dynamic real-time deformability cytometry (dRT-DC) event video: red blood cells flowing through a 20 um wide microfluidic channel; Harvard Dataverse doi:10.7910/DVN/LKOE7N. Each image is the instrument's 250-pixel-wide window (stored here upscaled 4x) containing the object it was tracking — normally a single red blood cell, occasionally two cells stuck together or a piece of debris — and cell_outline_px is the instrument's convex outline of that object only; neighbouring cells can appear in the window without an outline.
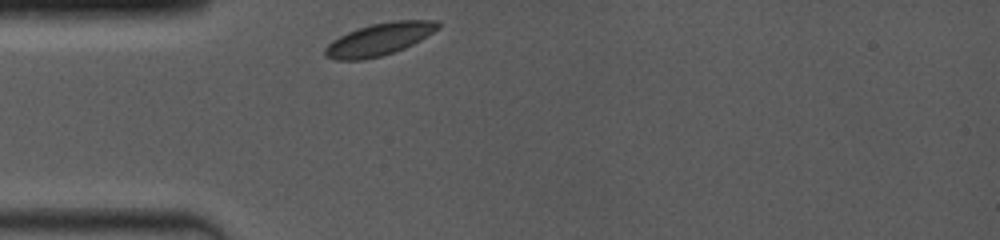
{"species": "common noctule bat (a hibernating species)", "species_latin": "Nyctalus noctula", "temperature_condition": "room temperature", "stored_images_in_passage": 36, "camera_frame_rate_fps": 4000, "um_per_image_px": 0.085, "animal": {"sex": "female", "body_mass_g": 19.0, "forearm_length_mm": 53.3}, "frame": {"image": 1, "passage_image": 1, "time_ms": 0.0, "image_size_px": [1000, 240], "cell_outline_px": [[440, 28], [420, 40], [404, 48], [380, 56], [364, 60], [336, 60], [324, 56], [324, 48], [332, 40], [348, 32], [372, 24], [392, 20], [436, 20], [440, 24]], "centroid_in_image_um": [32.23, 3.34], "position_along_channel_um": 52.8, "area_um2": 21.15}}
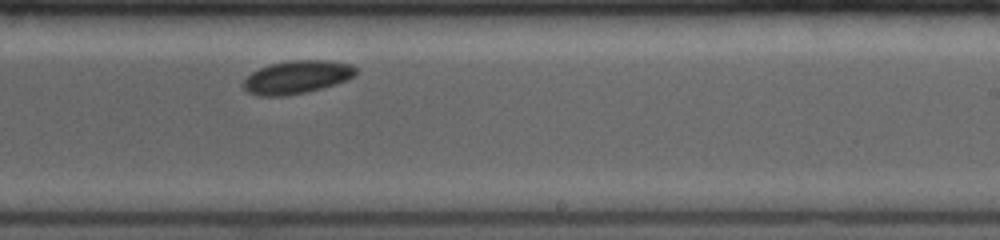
{"frame": {"image": 2, "passage_image": 21, "time_ms": 5.75, "image_size_px": [1000, 240], "cell_outline_px": [[356, 76], [320, 88], [288, 96], [260, 96], [248, 92], [244, 88], [244, 80], [252, 72], [268, 64], [292, 60], [328, 60], [352, 64], [356, 68]], "centroid_in_image_um": [25.23, 6.54], "position_along_channel_um": 263.8, "area_um2": 21.5}}
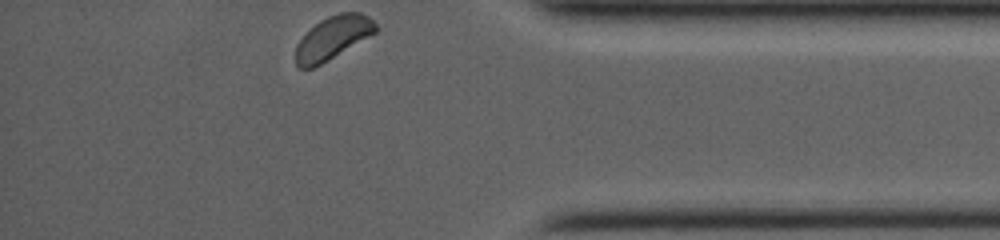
{"frame": {"image": 3, "passage_image": 36, "time_ms": 9.75, "image_size_px": [1000, 240], "cell_outline_px": [[376, 32], [328, 60], [312, 68], [300, 68], [296, 64], [296, 44], [320, 20], [328, 16], [340, 12], [360, 12], [368, 16], [376, 24]], "centroid_in_image_um": [28.29, 3.2], "position_along_channel_um": 406.9, "area_um2": 19.65}}